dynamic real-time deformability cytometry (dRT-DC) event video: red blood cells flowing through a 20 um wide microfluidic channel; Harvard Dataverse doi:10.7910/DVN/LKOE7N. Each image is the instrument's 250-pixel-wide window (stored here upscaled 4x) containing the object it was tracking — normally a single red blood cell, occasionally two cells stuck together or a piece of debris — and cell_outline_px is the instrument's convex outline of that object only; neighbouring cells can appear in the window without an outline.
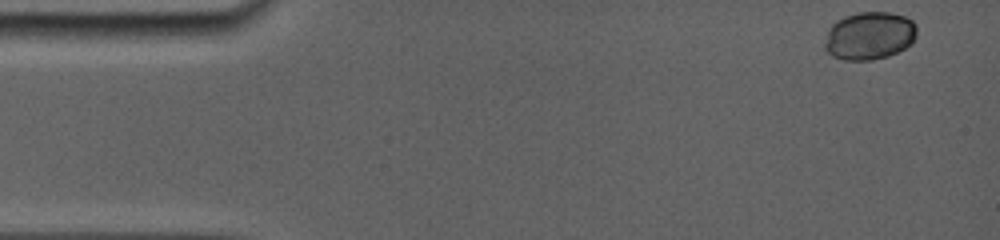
{"species": "common noctule bat (a hibernating species)", "species_latin": "Nyctalus noctula", "temperature_condition": "room temperature", "stored_images_in_passage": 44, "camera_frame_rate_fps": 5000, "um_per_image_px": 0.085, "animal": {"sex": "female", "body_mass_g": 19.0, "forearm_length_mm": 56.7}, "frame": {"image": 1, "passage_image": 1, "time_ms": 0.0, "image_size_px": [1000, 240], "cell_outline_px": [[916, 36], [912, 44], [888, 56], [872, 60], [844, 60], [832, 56], [824, 48], [824, 44], [828, 28], [836, 20], [844, 16], [860, 12], [888, 12], [904, 16], [912, 20], [916, 24]], "centroid_in_image_um": [73.89, 3.04], "position_along_channel_um": 11.1, "area_um2": 25.89}}
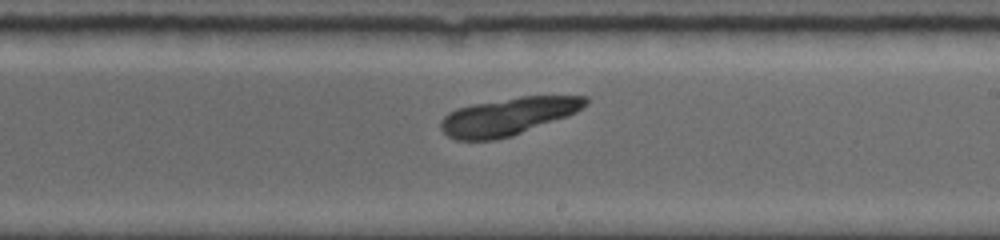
{"frame": {"image": 2, "passage_image": 24, "time_ms": 9.0, "image_size_px": [1000, 240], "cell_outline_px": [[588, 104], [576, 112], [568, 116], [512, 136], [496, 140], [456, 140], [448, 136], [440, 128], [440, 120], [448, 112], [456, 108], [472, 104], [520, 96], [588, 96]], "centroid_in_image_um": [43.17, 9.89], "position_along_channel_um": 245.8, "area_um2": 31.79}}
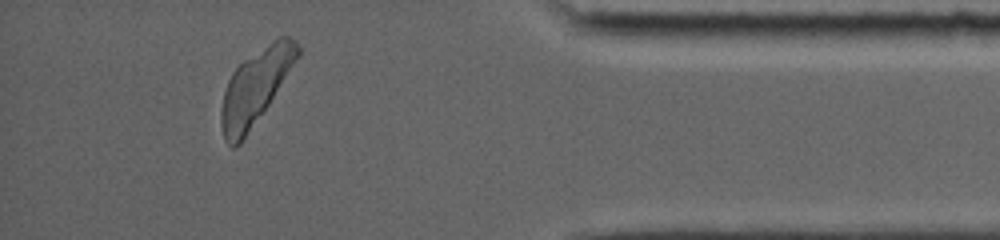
{"frame": {"image": 3, "passage_image": 44, "time_ms": 14.0, "image_size_px": [1000, 240], "cell_outline_px": [[300, 56], [268, 104], [240, 144], [236, 148], [232, 148], [224, 140], [220, 124], [220, 112], [224, 92], [228, 80], [232, 72], [244, 60], [272, 40], [280, 36], [288, 36], [296, 40], [300, 48]], "centroid_in_image_um": [21.7, 7.39], "position_along_channel_um": 413.5, "area_um2": 33.0}}